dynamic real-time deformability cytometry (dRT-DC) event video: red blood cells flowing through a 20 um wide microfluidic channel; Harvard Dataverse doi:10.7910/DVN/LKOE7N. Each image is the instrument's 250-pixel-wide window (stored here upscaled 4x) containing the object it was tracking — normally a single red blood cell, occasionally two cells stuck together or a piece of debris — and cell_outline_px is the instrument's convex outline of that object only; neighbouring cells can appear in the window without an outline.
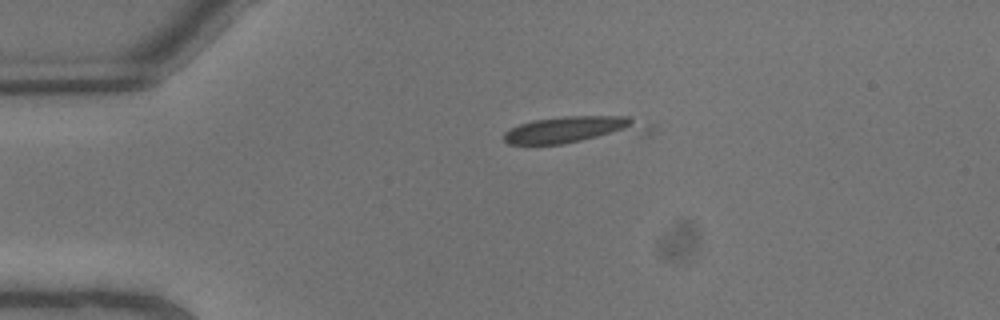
{"species": "common noctule bat (a hibernating species)", "species_latin": "Nyctalus noctula", "temperature_condition": "warm", "stored_images_in_passage": 4, "camera_frame_rate_fps": 3000, "um_per_image_px": 0.085, "animal": {"sex": "male", "body_mass_g": 13.3}, "frame": {"image": 1, "passage_image": 1, "time_ms": 0.0, "image_size_px": [1000, 320], "cell_outline_px": [[656, 132], [648, 136], [560, 144], [508, 144], [504, 140], [504, 132], [520, 124], [532, 120], [564, 116], [628, 116], [656, 124]], "centroid_in_image_um": [49.13, 11.04], "position_along_channel_um": 35.9, "area_um2": 24.39}}
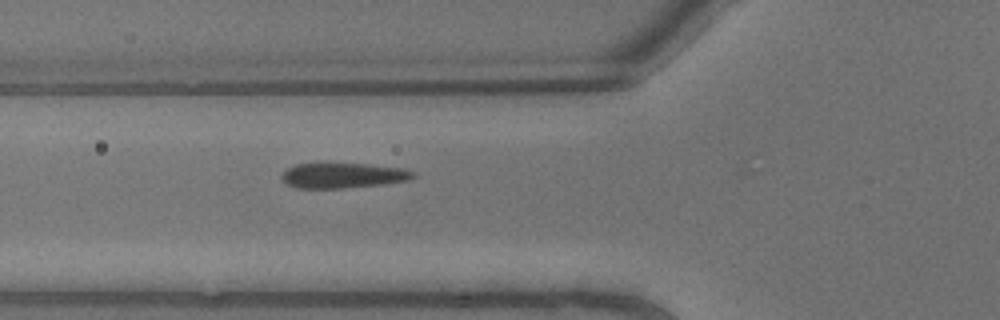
{"frame": {"image": 2, "passage_image": 4, "time_ms": 1.0, "image_size_px": [1000, 320], "cell_outline_px": [[416, 176], [408, 180], [384, 184], [344, 188], [296, 188], [288, 184], [280, 176], [288, 168], [296, 164], [368, 164], [404, 168], [416, 172]], "centroid_in_image_um": [29.21, 14.92], "position_along_channel_um": 96.6, "area_um2": 19.19}}